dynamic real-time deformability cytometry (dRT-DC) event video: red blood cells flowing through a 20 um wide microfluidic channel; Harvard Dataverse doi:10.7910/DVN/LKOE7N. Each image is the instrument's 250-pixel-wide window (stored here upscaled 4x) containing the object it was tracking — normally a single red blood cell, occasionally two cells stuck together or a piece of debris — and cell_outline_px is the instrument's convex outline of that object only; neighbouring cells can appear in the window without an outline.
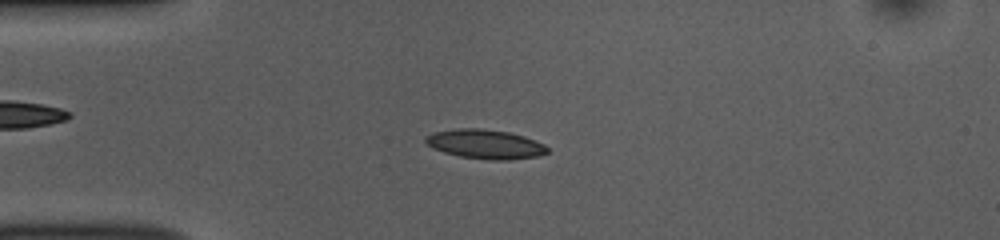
{"species": "common noctule bat (a hibernating species)", "species_latin": "Nyctalus noctula", "temperature_condition": "room temperature", "stored_images_in_passage": 51, "camera_frame_rate_fps": 3000, "um_per_image_px": 0.085, "animal": {"sex": "female", "body_mass_g": 10.0, "forearm_length_mm": 53.1}, "frame": {"image": 1, "passage_image": 12, "time_ms": 3.667, "image_size_px": [1000, 240], "cell_outline_px": [[548, 152], [536, 156], [508, 160], [488, 160], [460, 156], [444, 152], [432, 148], [424, 140], [424, 136], [432, 132], [456, 128], [480, 128], [508, 132], [524, 136], [544, 144], [548, 148]], "centroid_in_image_um": [41.2, 12.24], "position_along_channel_um": 43.8, "area_um2": 20.81}}
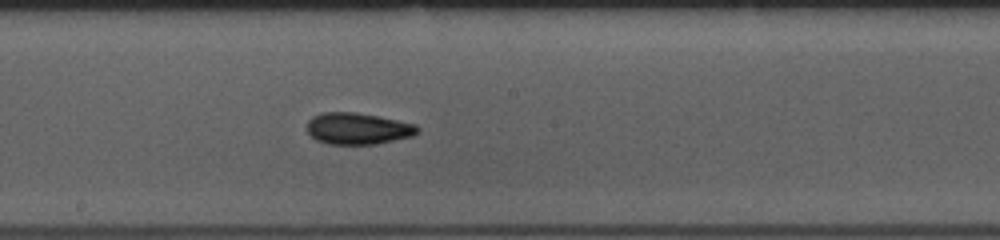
{"frame": {"image": 2, "passage_image": 27, "time_ms": 8.667, "image_size_px": [1000, 240], "cell_outline_px": [[420, 132], [412, 136], [376, 144], [328, 144], [316, 140], [308, 132], [308, 120], [312, 116], [320, 112], [356, 112], [416, 124], [420, 128]], "centroid_in_image_um": [30.41, 10.92], "position_along_channel_um": 217.8, "area_um2": 20.35}}
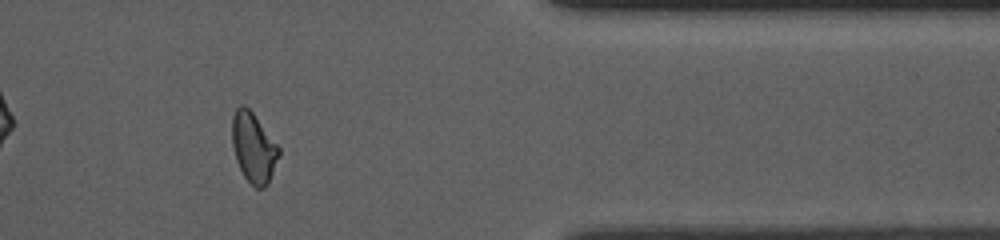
{"frame": {"image": 3, "passage_image": 42, "time_ms": 13.667, "image_size_px": [1000, 240], "cell_outline_px": [[280, 156], [268, 184], [264, 188], [256, 188], [244, 176], [236, 160], [232, 144], [232, 116], [236, 108], [240, 104], [244, 104], [252, 112], [280, 148]], "centroid_in_image_um": [21.55, 12.54], "position_along_channel_um": 389.8, "area_um2": 19.02}, "authors_computed_cell_mechanics": {"area_um2": 19.7676, "velocity_mm_per_s": 3.8654, "shape_relaxation_time_tau1_ms": 4.9059, "shape_relaxation_time_tau2_ms": 3.1369, "deformation_change_tau1": 0.1223, "deformation_change_tau2": 0.0898}}